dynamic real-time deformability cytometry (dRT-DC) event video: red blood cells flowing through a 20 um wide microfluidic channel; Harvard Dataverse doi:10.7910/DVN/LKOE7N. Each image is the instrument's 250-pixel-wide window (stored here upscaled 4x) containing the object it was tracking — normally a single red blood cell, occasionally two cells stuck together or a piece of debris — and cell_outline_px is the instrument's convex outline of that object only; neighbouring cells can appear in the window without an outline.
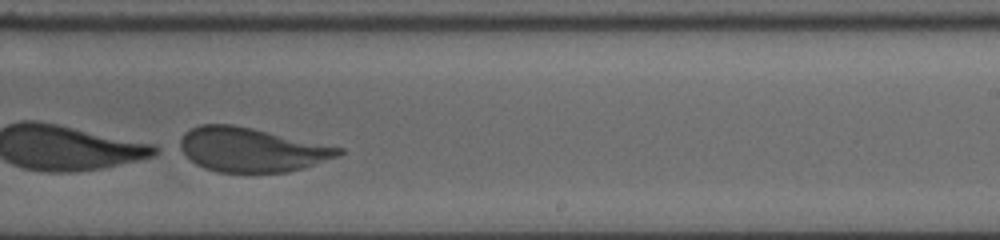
{"species": "human", "species_latin": "Homo sapiens", "temperature_condition": "cold", "stored_images_in_passage": 32, "camera_frame_rate_fps": 3000, "um_per_image_px": 0.085, "donor": {"sex": "female"}, "frame": {"image": 1, "passage_image": 21, "time_ms": 7.0, "image_size_px": [1000, 240], "cell_outline_px": [[344, 152], [340, 156], [304, 168], [288, 172], [216, 172], [204, 168], [196, 164], [176, 148], [184, 132], [200, 124], [228, 124], [248, 128], [344, 148]], "centroid_in_image_um": [21.34, 12.74], "position_along_channel_um": 267.7, "area_um2": 40.69}}